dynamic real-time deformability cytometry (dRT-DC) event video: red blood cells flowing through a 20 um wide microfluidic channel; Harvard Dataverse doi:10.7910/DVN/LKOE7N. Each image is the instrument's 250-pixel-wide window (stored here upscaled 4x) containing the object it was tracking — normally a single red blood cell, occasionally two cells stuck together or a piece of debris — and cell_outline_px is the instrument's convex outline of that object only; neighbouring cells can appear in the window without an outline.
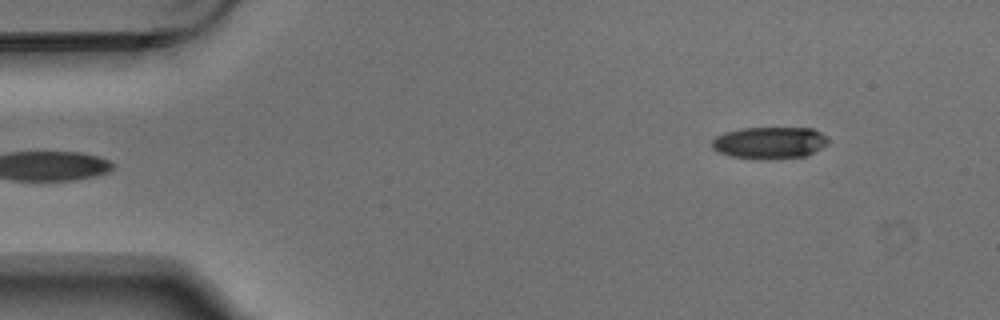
{"species": "Egyptian fruit bat (a non-hibernating species)", "species_latin": "Rousettus aegyptiacus", "temperature_condition": "warm", "stored_images_in_passage": 2, "camera_frame_rate_fps": 3000, "um_per_image_px": 0.085, "animal": {"sex": "male"}, "frame": {"image": 1, "passage_image": 2, "time_ms": 0.333, "image_size_px": [1000, 320], "cell_outline_px": [[828, 144], [808, 156], [732, 156], [720, 152], [712, 148], [712, 140], [716, 136], [724, 132], [744, 128], [812, 128], [820, 132], [828, 140]], "centroid_in_image_um": [65.44, 12.08], "position_along_channel_um": 19.6, "area_um2": 20.58}}